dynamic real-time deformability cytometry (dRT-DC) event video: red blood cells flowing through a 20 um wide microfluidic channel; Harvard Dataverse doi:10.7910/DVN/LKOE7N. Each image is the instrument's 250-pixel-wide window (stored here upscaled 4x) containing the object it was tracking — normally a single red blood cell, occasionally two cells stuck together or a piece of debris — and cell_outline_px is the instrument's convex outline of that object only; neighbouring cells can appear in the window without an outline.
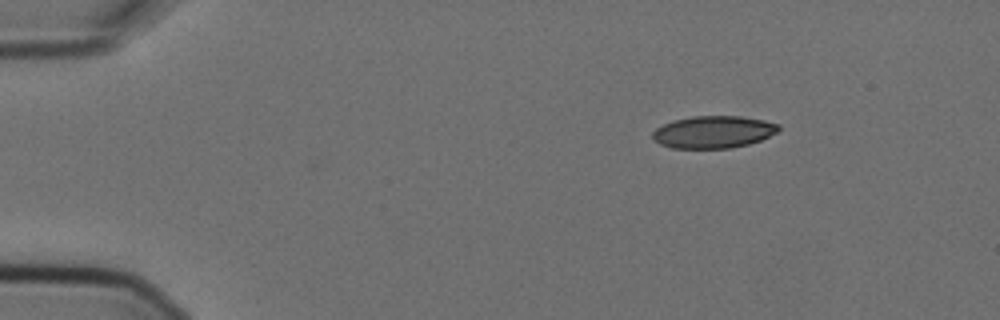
{"species": "Egyptian fruit bat (a non-hibernating species)", "species_latin": "Rousettus aegyptiacus", "temperature_condition": "cold", "stored_images_in_passage": 6, "segment_of_instrument_passage": [2, 2], "camera_frame_rate_fps": 3000, "um_per_image_px": 0.085, "animal": {"sex": "female"}, "frame": {"image": 1, "passage_image": 6, "time_ms": 1.667, "image_size_px": [1000, 320], "cell_outline_px": [[780, 128], [776, 132], [760, 140], [748, 144], [732, 148], [672, 148], [660, 144], [652, 136], [652, 132], [656, 128], [672, 120], [692, 116], [744, 116], [764, 120], [780, 124]], "centroid_in_image_um": [60.64, 11.21], "position_along_channel_um": 24.4, "area_um2": 23.7}}